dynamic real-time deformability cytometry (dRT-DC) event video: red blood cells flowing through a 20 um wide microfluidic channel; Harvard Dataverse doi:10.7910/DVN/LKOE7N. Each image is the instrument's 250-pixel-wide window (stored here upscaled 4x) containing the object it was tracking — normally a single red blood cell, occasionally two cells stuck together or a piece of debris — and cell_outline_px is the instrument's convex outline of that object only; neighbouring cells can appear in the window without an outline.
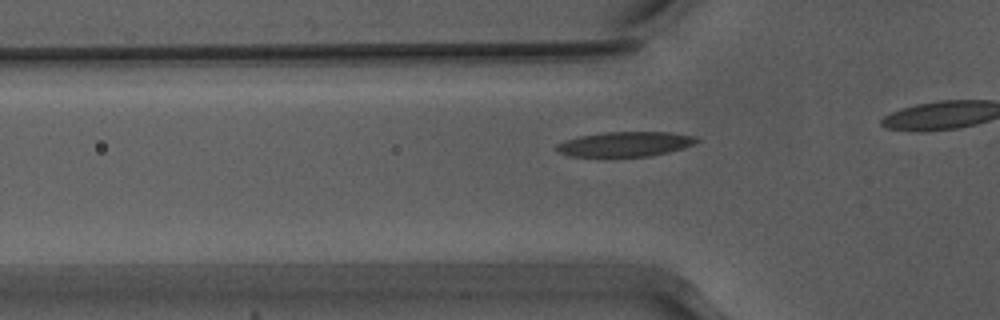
{"species": "Egyptian fruit bat (a non-hibernating species)", "species_latin": "Rousettus aegyptiacus", "temperature_condition": "warm", "stored_images_in_passage": 32, "camera_frame_rate_fps": 3000, "um_per_image_px": 0.085, "animal": {"sex": "male"}, "frame": {"image": 1, "passage_image": 8, "time_ms": 2.333, "image_size_px": [1000, 320], "cell_outline_px": [[700, 140], [684, 148], [652, 156], [568, 156], [552, 148], [556, 144], [564, 140], [580, 136], [608, 132], [668, 132], [696, 136]], "centroid_in_image_um": [53.12, 12.25], "position_along_channel_um": 72.7, "area_um2": 20.23}}
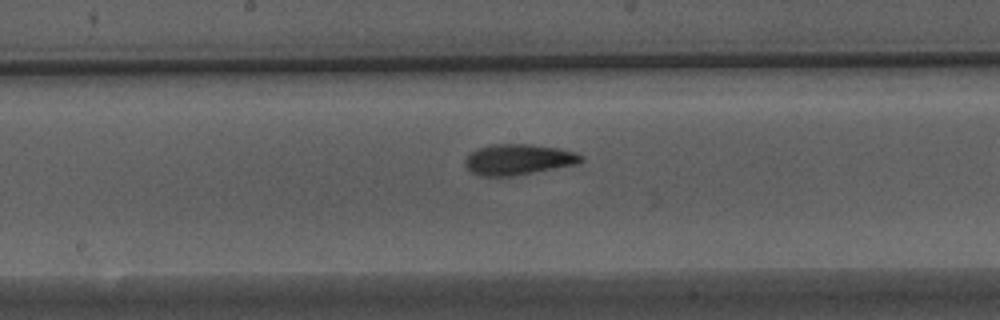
{"frame": {"image": 2, "passage_image": 18, "time_ms": 5.667, "image_size_px": [1000, 320], "cell_outline_px": [[584, 160], [576, 164], [512, 176], [480, 176], [464, 168], [464, 160], [472, 152], [480, 148], [492, 144], [528, 144], [560, 148], [576, 152], [584, 156]], "centroid_in_image_um": [44.06, 13.56], "position_along_channel_um": 204.1, "area_um2": 20.75}}
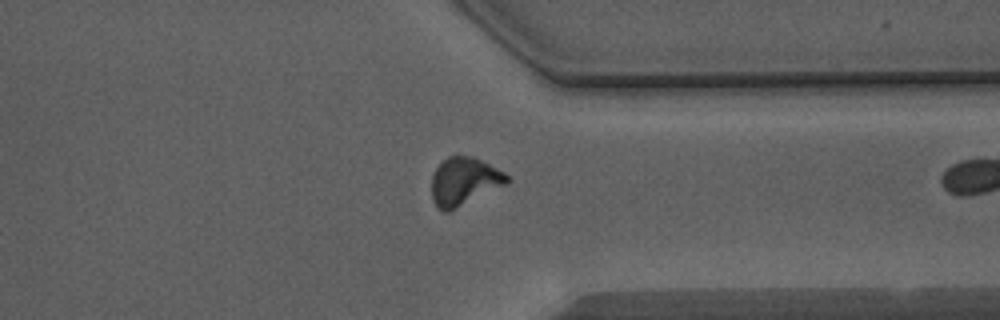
{"frame": {"image": 3, "passage_image": 31, "time_ms": 10.0, "image_size_px": [1000, 320], "cell_outline_px": [[508, 180], [504, 184], [448, 212], [444, 212], [432, 200], [432, 176], [436, 168], [448, 156], [472, 156], [504, 172], [508, 176]], "centroid_in_image_um": [39.41, 15.41], "position_along_channel_um": 372.0, "area_um2": 20.35}}